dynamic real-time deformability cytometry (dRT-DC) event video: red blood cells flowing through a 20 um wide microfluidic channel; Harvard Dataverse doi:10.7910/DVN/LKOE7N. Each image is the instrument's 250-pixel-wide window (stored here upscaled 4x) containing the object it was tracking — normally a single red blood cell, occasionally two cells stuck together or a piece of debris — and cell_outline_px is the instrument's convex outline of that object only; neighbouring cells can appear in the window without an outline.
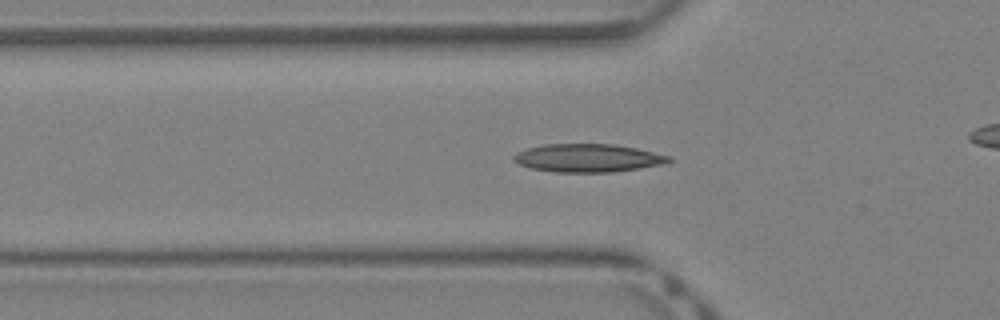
{"species": "Egyptian fruit bat (a non-hibernating species)", "species_latin": "Rousettus aegyptiacus", "temperature_condition": "warm", "stored_images_in_passage": 24, "camera_frame_rate_fps": 3000, "um_per_image_px": 0.085, "animal": {"sex": "female"}, "frame": {"image": 1, "passage_image": 3, "time_ms": 0.667, "image_size_px": [1000, 320], "cell_outline_px": [[672, 160], [668, 164], [612, 172], [552, 172], [532, 168], [520, 164], [512, 160], [512, 156], [516, 152], [528, 148], [544, 144], [612, 144], [636, 148], [672, 156]], "centroid_in_image_um": [50.0, 13.43], "position_along_channel_um": 75.8, "area_um2": 25.61}}
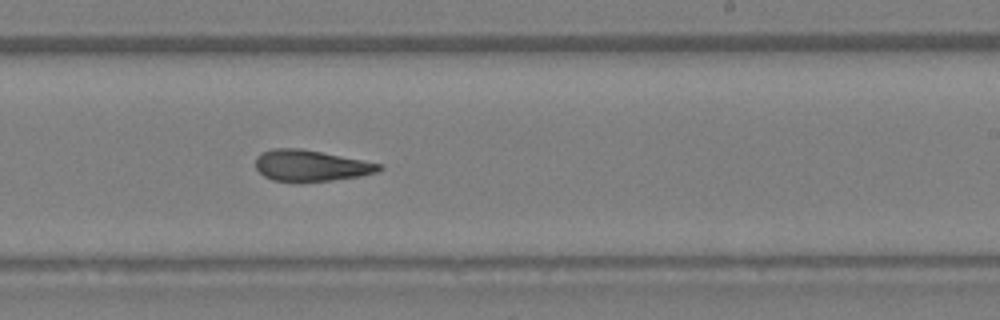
{"frame": {"image": 2, "passage_image": 14, "time_ms": 4.333, "image_size_px": [1000, 320], "cell_outline_px": [[384, 168], [376, 172], [360, 176], [328, 180], [272, 180], [264, 176], [256, 168], [256, 156], [272, 148], [300, 148], [384, 164]], "centroid_in_image_um": [26.44, 14.05], "position_along_channel_um": 262.6, "area_um2": 21.96}}
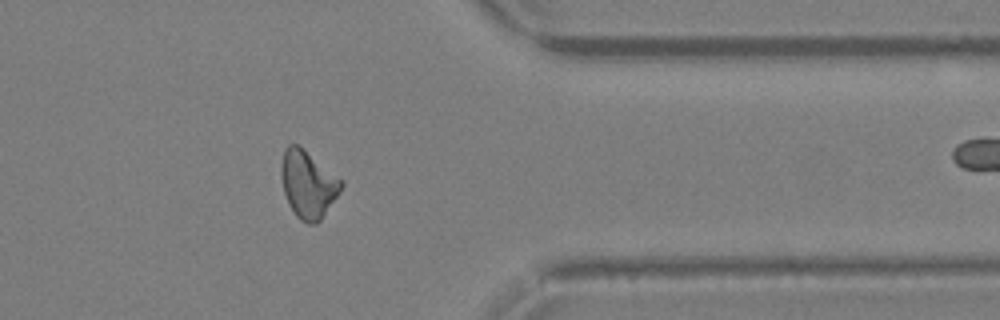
{"frame": {"image": 3, "passage_image": 22, "time_ms": 7.0, "image_size_px": [1000, 320], "cell_outline_px": [[344, 184], [340, 192], [320, 220], [316, 224], [308, 224], [300, 220], [296, 216], [288, 204], [284, 192], [280, 176], [280, 164], [284, 148], [288, 144], [300, 144], [344, 180]], "centroid_in_image_um": [26.18, 15.61], "position_along_channel_um": 385.2, "area_um2": 24.16}}